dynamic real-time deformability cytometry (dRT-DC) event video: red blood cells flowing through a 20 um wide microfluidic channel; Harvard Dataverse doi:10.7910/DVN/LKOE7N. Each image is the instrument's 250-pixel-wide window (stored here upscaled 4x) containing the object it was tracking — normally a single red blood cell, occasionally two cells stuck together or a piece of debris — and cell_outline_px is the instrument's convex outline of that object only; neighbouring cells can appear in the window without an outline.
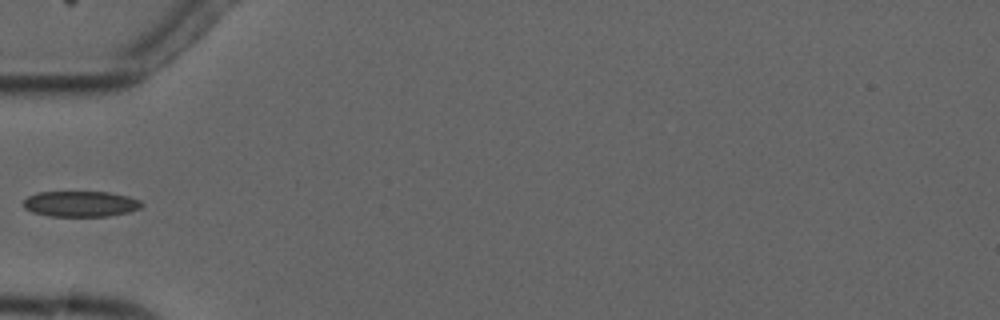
{"species": "common noctule bat (a hibernating species)", "species_latin": "Nyctalus noctula", "temperature_condition": "cold", "stored_images_in_passage": 4, "camera_frame_rate_fps": 3000, "um_per_image_px": 0.085, "animal": {"sex": "male", "forearm_length_mm": 52.5}, "frame": {"image": 1, "passage_image": 4, "time_ms": 4.0, "image_size_px": [1000, 320], "cell_outline_px": [[144, 204], [140, 208], [128, 212], [108, 216], [48, 216], [32, 212], [24, 208], [24, 200], [28, 196], [36, 192], [108, 192], [128, 196], [140, 200]], "centroid_in_image_um": [6.85, 17.33], "position_along_channel_um": 78.2, "area_um2": 17.74}}